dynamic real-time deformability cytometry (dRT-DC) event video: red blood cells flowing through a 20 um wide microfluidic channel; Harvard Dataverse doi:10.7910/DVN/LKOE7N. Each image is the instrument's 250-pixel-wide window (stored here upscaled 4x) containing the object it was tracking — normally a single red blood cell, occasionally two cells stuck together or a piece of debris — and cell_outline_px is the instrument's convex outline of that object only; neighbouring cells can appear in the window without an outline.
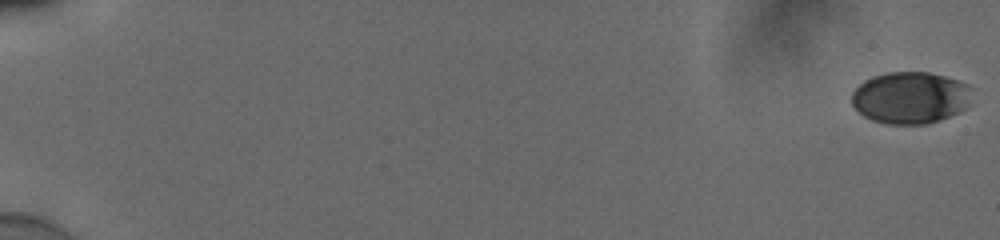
{"species": "human", "species_latin": "Homo sapiens", "temperature_condition": "cold", "stored_images_in_passage": 56, "camera_frame_rate_fps": 3000, "um_per_image_px": 0.085, "donor": {"sex": "male"}, "frame": {"image": 1, "passage_image": 1, "time_ms": 0.0, "image_size_px": [1000, 240], "cell_outline_px": [[968, 104], [964, 108], [948, 116], [928, 124], [888, 124], [872, 120], [864, 116], [852, 104], [852, 92], [864, 80], [872, 76], [884, 72], [928, 72], [944, 76], [968, 84]], "centroid_in_image_um": [77.32, 8.29], "position_along_channel_um": 7.7, "area_um2": 35.95}}
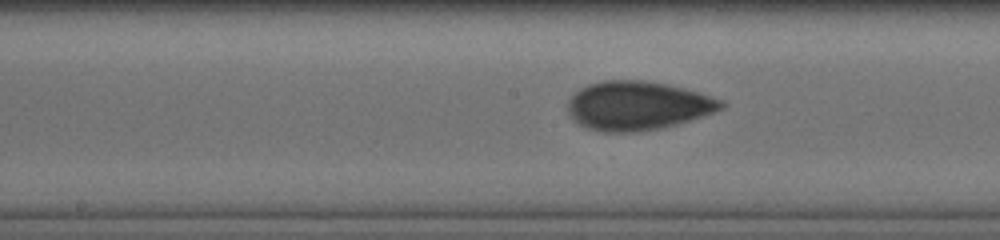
{"frame": {"image": 2, "passage_image": 32, "time_ms": 10.333, "image_size_px": [1000, 240], "cell_outline_px": [[728, 104], [724, 108], [676, 124], [660, 128], [636, 132], [604, 132], [588, 128], [580, 124], [568, 112], [568, 100], [580, 88], [588, 84], [604, 80], [644, 80], [668, 84], [700, 92], [720, 100]], "centroid_in_image_um": [54.2, 8.97], "position_along_channel_um": 194.0, "area_um2": 43.41}}
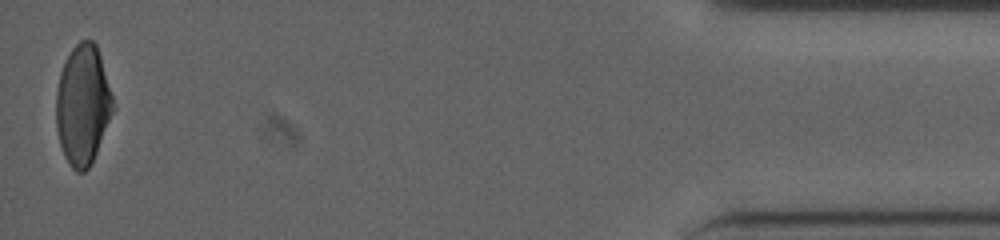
{"frame": {"image": 3, "passage_image": 56, "time_ms": 18.333, "image_size_px": [1000, 240], "cell_outline_px": [[116, 108], [92, 164], [84, 172], [76, 172], [68, 164], [64, 156], [60, 144], [56, 128], [56, 92], [60, 72], [72, 48], [80, 40], [92, 40], [96, 44], [100, 56]], "centroid_in_image_um": [7.05, 8.97], "position_along_channel_um": 428.1, "area_um2": 40.11}, "authors_computed_cell_mechanics": {"area_um2": 40.5178, "velocity_mm_per_s": 3.8671, "shape_relaxation_time_tau1_ms": 4.6486, "shape_relaxation_time_tau2_ms": 1.3895, "deformation_change_tau1": 0.1394, "deformation_change_tau2": 0.0612}}